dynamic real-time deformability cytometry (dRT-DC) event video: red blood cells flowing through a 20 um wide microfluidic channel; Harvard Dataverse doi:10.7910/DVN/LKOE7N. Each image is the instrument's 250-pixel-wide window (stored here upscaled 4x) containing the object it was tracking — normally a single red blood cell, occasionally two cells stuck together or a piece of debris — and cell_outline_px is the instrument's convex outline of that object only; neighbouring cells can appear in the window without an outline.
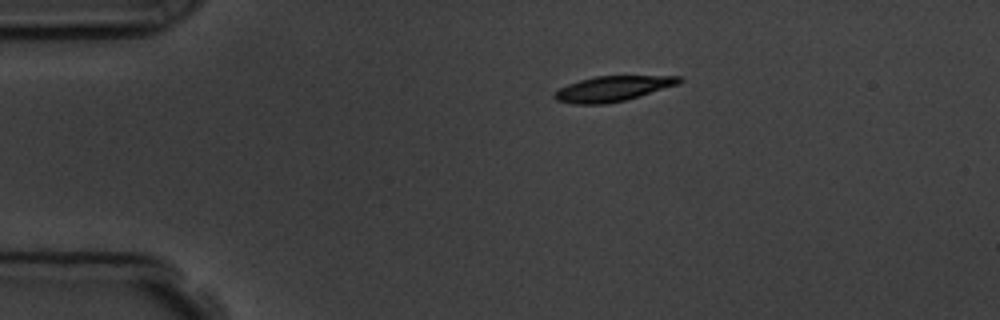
{"species": "common noctule bat (a hibernating species)", "species_latin": "Nyctalus noctula", "temperature_condition": "room temperature", "stored_images_in_passage": 3, "camera_frame_rate_fps": 3000, "um_per_image_px": 0.085, "animal": {"sex": "male", "body_mass_g": 19.5, "forearm_length_mm": 54.6}, "frame": {"image": 1, "passage_image": 1, "time_ms": 0.0, "image_size_px": [1000, 320], "cell_outline_px": [[684, 80], [680, 84], [640, 96], [624, 100], [604, 104], [576, 104], [556, 100], [552, 96], [560, 88], [568, 84], [580, 80], [596, 76], [680, 76]], "centroid_in_image_um": [52.12, 7.53], "position_along_channel_um": 32.9, "area_um2": 18.26}}
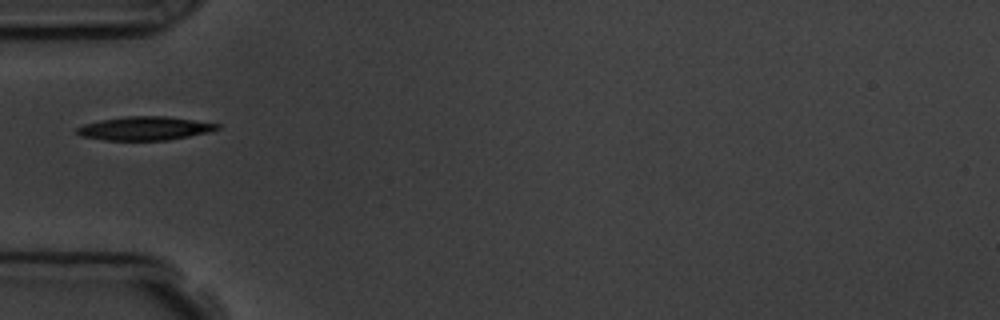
{"frame": {"image": 2, "passage_image": 3, "time_ms": 2.333, "image_size_px": [1000, 320], "cell_outline_px": [[220, 128], [208, 132], [168, 140], [104, 140], [80, 136], [76, 132], [76, 128], [84, 124], [100, 120], [128, 116], [164, 116], [220, 124]], "centroid_in_image_um": [12.27, 10.91], "position_along_channel_um": 72.7, "area_um2": 19.13}}